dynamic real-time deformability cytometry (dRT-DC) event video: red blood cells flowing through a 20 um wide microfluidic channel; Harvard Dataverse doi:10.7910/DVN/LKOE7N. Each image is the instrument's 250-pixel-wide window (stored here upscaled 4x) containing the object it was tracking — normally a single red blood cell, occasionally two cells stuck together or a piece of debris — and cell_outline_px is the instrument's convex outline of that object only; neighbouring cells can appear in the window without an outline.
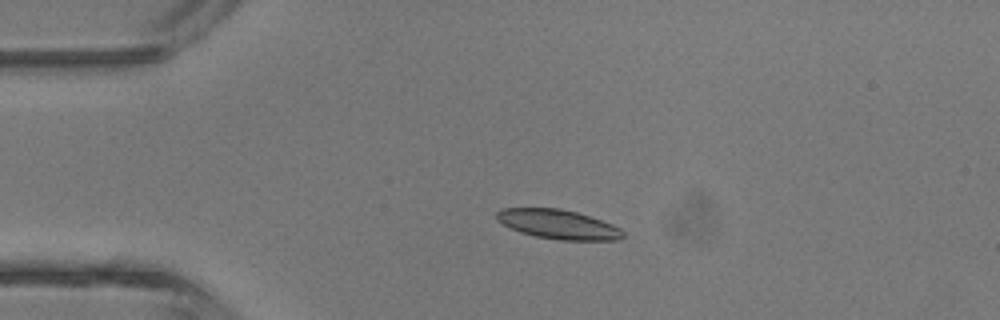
{"species": "common noctule bat (a hibernating species)", "species_latin": "Nyctalus noctula", "temperature_condition": "room temperature", "stored_images_in_passage": 5, "camera_frame_rate_fps": 3000, "um_per_image_px": 0.085, "animal": {"sex": "male", "body_mass_g": 13.3}, "frame": {"image": 1, "passage_image": 4, "time_ms": 3.333, "image_size_px": [1000, 320], "cell_outline_px": [[624, 236], [620, 240], [560, 240], [536, 236], [520, 232], [496, 220], [496, 212], [500, 208], [560, 208], [576, 212], [612, 224], [620, 228], [624, 232]], "centroid_in_image_um": [47.44, 19.06], "position_along_channel_um": 37.6, "area_um2": 21.5}}